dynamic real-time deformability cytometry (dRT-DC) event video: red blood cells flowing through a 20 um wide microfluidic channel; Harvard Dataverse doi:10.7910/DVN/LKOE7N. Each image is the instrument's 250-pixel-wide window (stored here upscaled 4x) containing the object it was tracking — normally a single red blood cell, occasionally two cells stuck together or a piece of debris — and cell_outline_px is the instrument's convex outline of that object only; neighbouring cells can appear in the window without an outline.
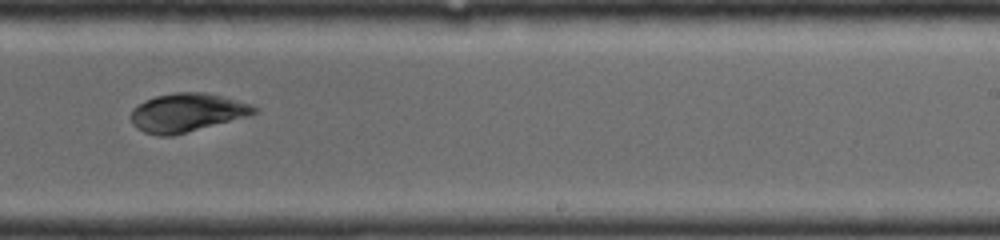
{"species": "common noctule bat (a hibernating species)", "species_latin": "Nyctalus noctula", "temperature_condition": "room temperature", "stored_images_in_passage": 15, "camera_frame_rate_fps": 4000, "um_per_image_px": 0.085, "animal": {"sex": "female", "body_mass_g": 19.0, "forearm_length_mm": 56.7}, "frame": {"image": 1, "passage_image": 7, "time_ms": 5.25, "image_size_px": [1000, 240], "cell_outline_px": [[256, 112], [252, 116], [172, 136], [156, 136], [144, 132], [136, 128], [132, 124], [132, 108], [156, 96], [172, 92], [204, 92], [252, 104], [256, 108]], "centroid_in_image_um": [15.91, 9.59], "position_along_channel_um": 273.1, "area_um2": 27.74}}
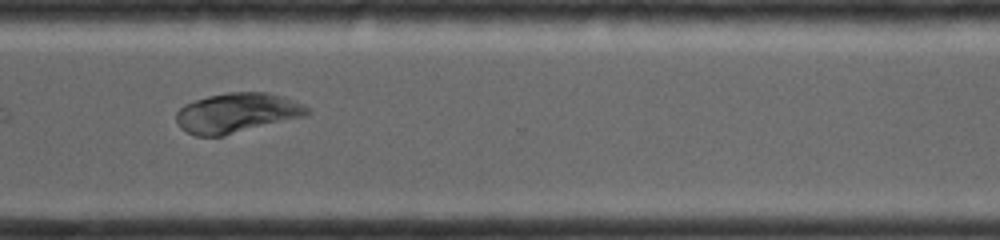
{"frame": {"image": 2, "passage_image": 9, "time_ms": 7.0, "image_size_px": [1000, 240], "cell_outline_px": [[312, 112], [304, 116], [224, 136], [196, 136], [180, 128], [176, 120], [176, 112], [184, 104], [208, 96], [228, 92], [268, 92], [284, 96], [308, 108]], "centroid_in_image_um": [20.11, 9.6], "position_along_channel_um": 350.5, "area_um2": 30.29}}
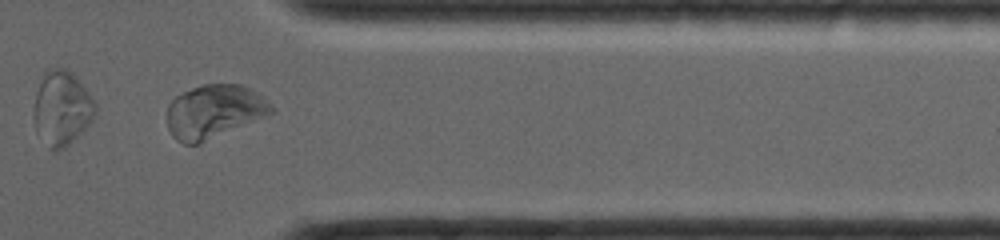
{"frame": {"image": 3, "passage_image": 11, "time_ms": 8.0, "image_size_px": [1000, 240], "cell_outline_px": [[276, 108], [272, 112], [200, 144], [184, 144], [176, 140], [172, 136], [168, 128], [168, 104], [176, 96], [200, 84], [240, 84], [260, 92]], "centroid_in_image_um": [18.2, 9.46], "position_along_channel_um": 393.2, "area_um2": 32.48}}